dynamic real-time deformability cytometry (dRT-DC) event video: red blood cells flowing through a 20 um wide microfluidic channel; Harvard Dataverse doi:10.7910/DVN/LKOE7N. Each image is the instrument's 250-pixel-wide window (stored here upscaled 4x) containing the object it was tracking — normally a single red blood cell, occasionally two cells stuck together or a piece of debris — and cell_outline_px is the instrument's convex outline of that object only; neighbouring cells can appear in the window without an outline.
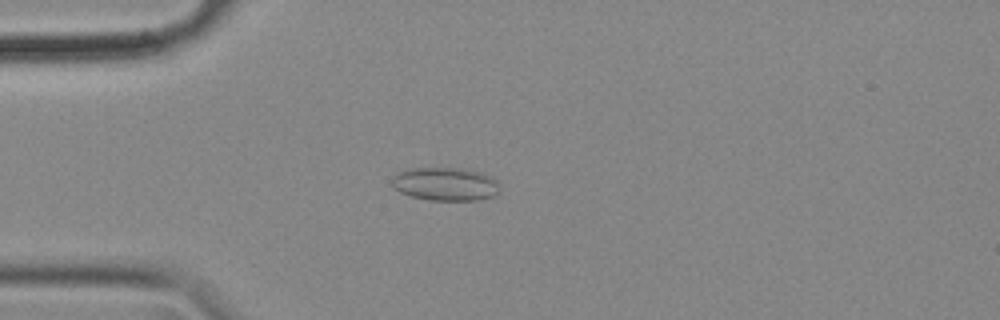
{"species": "common noctule bat (a hibernating species)", "species_latin": "Nyctalus noctula", "temperature_condition": "cold", "stored_images_in_passage": 56, "camera_frame_rate_fps": 3000, "um_per_image_px": 0.085, "animal": {"sex": "female", "body_mass_g": 18.4}, "frame": {"image": 1, "passage_image": 15, "time_ms": 4.667, "image_size_px": [1000, 320], "cell_outline_px": [[496, 196], [480, 200], [428, 200], [412, 196], [400, 192], [392, 188], [392, 176], [396, 172], [408, 168], [464, 168], [484, 172], [492, 176], [496, 180]], "centroid_in_image_um": [37.82, 15.63], "position_along_channel_um": 47.2, "area_um2": 21.21}}
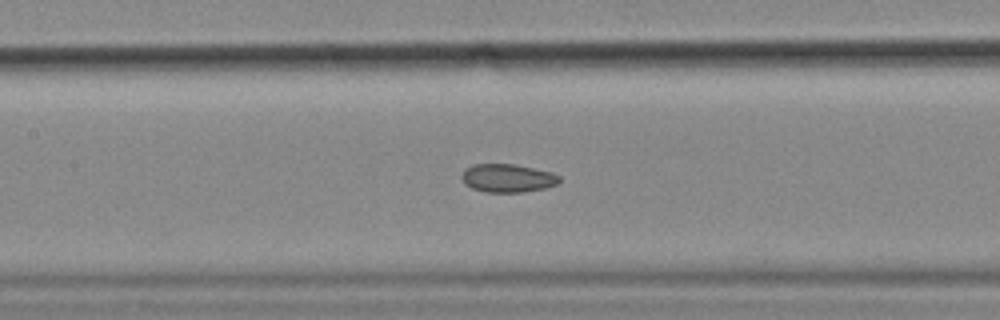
{"frame": {"image": 2, "passage_image": 26, "time_ms": 8.333, "image_size_px": [1000, 320], "cell_outline_px": [[560, 180], [556, 184], [548, 188], [524, 192], [484, 192], [472, 188], [464, 184], [460, 176], [472, 164], [516, 164], [552, 172], [560, 176]], "centroid_in_image_um": [43.16, 15.14], "position_along_channel_um": 164.2, "area_um2": 16.24}}
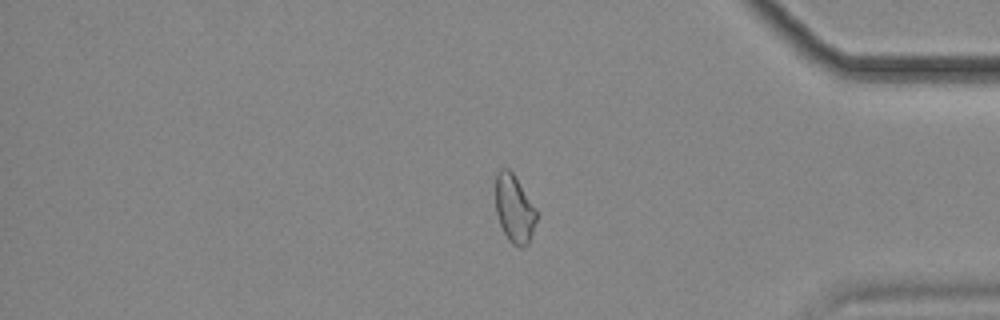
{"frame": {"image": 3, "passage_image": 47, "time_ms": 15.333, "image_size_px": [1000, 320], "cell_outline_px": [[536, 220], [528, 244], [524, 248], [520, 248], [512, 244], [508, 240], [500, 224], [496, 212], [496, 172], [500, 168], [508, 168], [512, 172], [536, 208]], "centroid_in_image_um": [43.71, 17.75], "position_along_channel_um": 391.5, "area_um2": 16.13}, "authors_computed_cell_mechanics": {"area_um2": 16.9065, "velocity_mm_per_s": 3.5773, "shape_relaxation_time_tau1_ms": null, "shape_relaxation_time_tau2_ms": 3.9658, "deformation_change_tau1": null, "deformation_change_tau2": 0.0614}}